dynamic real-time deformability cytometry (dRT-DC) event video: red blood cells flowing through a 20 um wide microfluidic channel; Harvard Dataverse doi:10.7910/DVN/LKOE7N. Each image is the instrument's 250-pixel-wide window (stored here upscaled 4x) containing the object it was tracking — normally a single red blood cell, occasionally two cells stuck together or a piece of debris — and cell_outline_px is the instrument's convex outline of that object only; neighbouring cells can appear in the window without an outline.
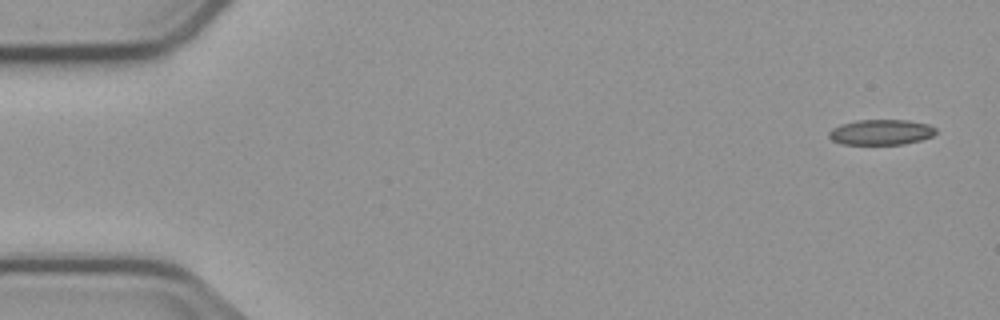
{"species": "common noctule bat (a hibernating species)", "species_latin": "Nyctalus noctula", "temperature_condition": "cold", "stored_images_in_passage": 5, "camera_frame_rate_fps": 3000, "um_per_image_px": 0.085, "animal": {"sex": "male", "body_mass_g": 23.1, "forearm_length_mm": 52.7}, "frame": {"image": 1, "passage_image": 1, "time_ms": 0.0, "image_size_px": [1000, 320], "cell_outline_px": [[936, 132], [932, 136], [920, 140], [904, 144], [840, 144], [832, 140], [828, 136], [828, 132], [832, 128], [840, 124], [856, 120], [908, 120], [928, 124], [936, 128]], "centroid_in_image_um": [74.86, 11.23], "position_along_channel_um": 10.1, "area_um2": 15.9}}
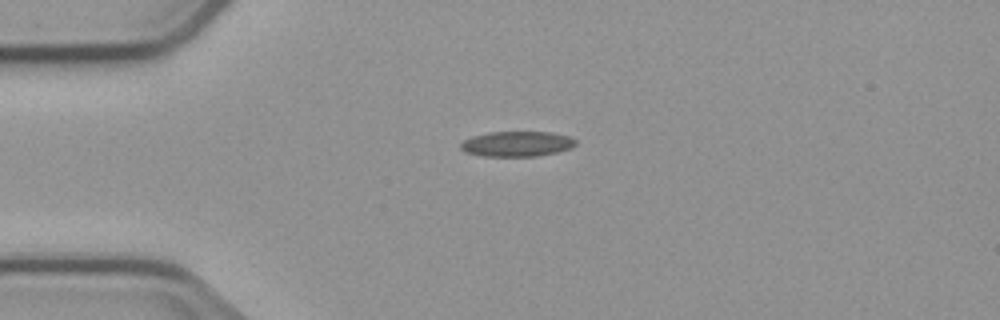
{"frame": {"image": 2, "passage_image": 4, "time_ms": 3.667, "image_size_px": [1000, 320], "cell_outline_px": [[576, 144], [572, 148], [556, 152], [536, 156], [484, 156], [464, 152], [460, 148], [460, 144], [464, 140], [472, 136], [488, 132], [552, 132], [568, 136], [576, 140]], "centroid_in_image_um": [43.93, 12.23], "position_along_channel_um": 41.1, "area_um2": 16.94}}